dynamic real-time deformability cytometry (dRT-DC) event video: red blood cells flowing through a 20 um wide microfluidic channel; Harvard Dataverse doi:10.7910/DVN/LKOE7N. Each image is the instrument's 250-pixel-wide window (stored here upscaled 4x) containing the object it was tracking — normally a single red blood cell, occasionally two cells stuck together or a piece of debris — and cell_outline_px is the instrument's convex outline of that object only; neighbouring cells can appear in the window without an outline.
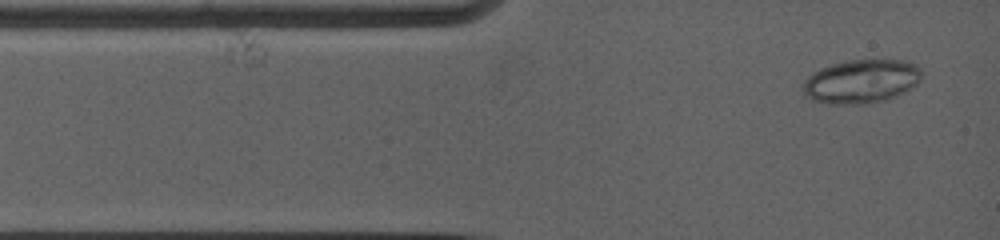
{"species": "common noctule bat (a hibernating species)", "species_latin": "Nyctalus noctula", "temperature_condition": "warm", "stored_images_in_passage": 31, "camera_frame_rate_fps": 5000, "um_per_image_px": 0.085, "animal": {"sex": "female", "body_mass_g": 19.0, "forearm_length_mm": 53.3}, "frame": {"image": 1, "passage_image": 1, "time_ms": 0.0, "image_size_px": [1000, 240], "cell_outline_px": [[920, 76], [912, 84], [880, 100], [864, 104], [832, 104], [820, 100], [804, 92], [804, 80], [812, 72], [820, 68], [832, 64], [848, 60], [904, 60], [916, 64], [920, 68]], "centroid_in_image_um": [73.14, 6.86], "position_along_channel_um": 11.9, "area_um2": 28.78}}
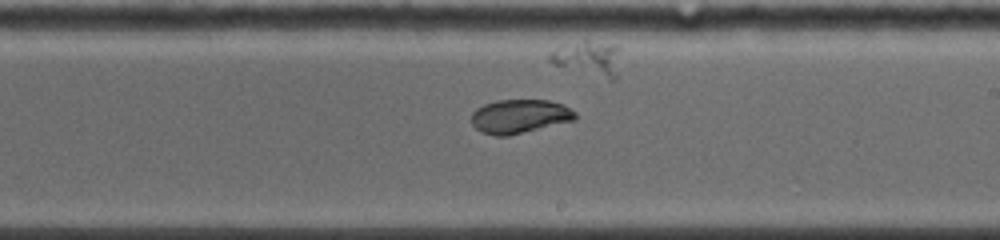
{"frame": {"image": 2, "passage_image": 16, "time_ms": 7.0, "image_size_px": [1000, 240], "cell_outline_px": [[576, 120], [508, 136], [496, 136], [480, 132], [472, 124], [472, 112], [476, 108], [484, 104], [496, 100], [548, 100], [564, 104], [576, 112]], "centroid_in_image_um": [44.18, 9.89], "position_along_channel_um": 244.8, "area_um2": 20.69}}
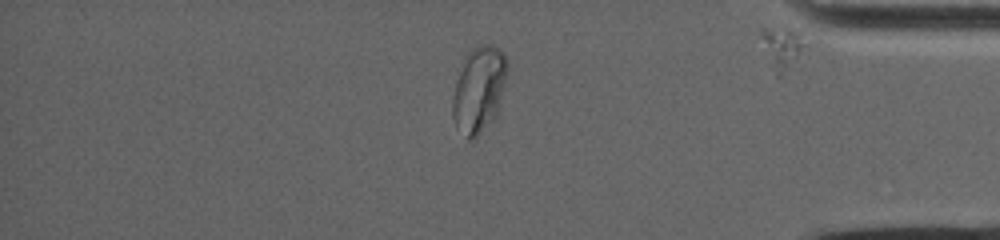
{"frame": {"image": 3, "passage_image": 28, "time_ms": 11.6, "image_size_px": [1000, 240], "cell_outline_px": [[508, 72], [504, 88], [496, 116], [472, 140], [468, 140], [456, 128], [452, 116], [452, 96], [460, 60], [472, 48], [480, 44], [492, 44], [500, 48], [504, 52], [508, 60]], "centroid_in_image_um": [40.69, 7.54], "position_along_channel_um": 394.5, "area_um2": 28.21}}